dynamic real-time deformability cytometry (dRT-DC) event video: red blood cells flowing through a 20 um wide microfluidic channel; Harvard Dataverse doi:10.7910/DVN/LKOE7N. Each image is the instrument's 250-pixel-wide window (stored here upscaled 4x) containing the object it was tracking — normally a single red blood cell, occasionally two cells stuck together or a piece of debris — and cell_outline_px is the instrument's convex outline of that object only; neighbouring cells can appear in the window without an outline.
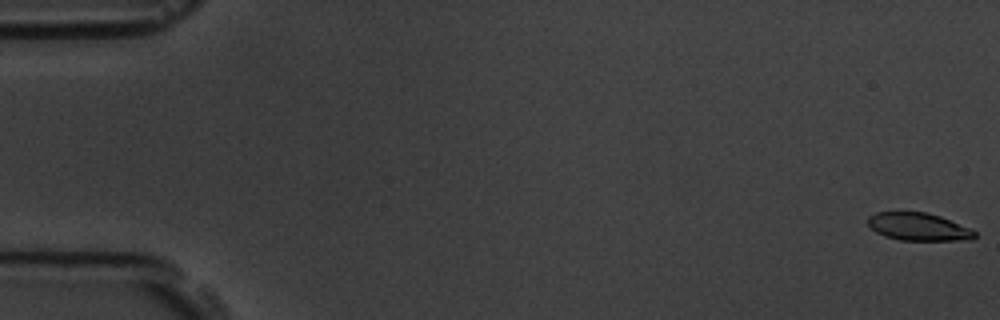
{"species": "common noctule bat (a hibernating species)", "species_latin": "Nyctalus noctula", "temperature_condition": "room temperature", "stored_images_in_passage": 57, "camera_frame_rate_fps": 3000, "um_per_image_px": 0.085, "animal": {"sex": "male", "body_mass_g": 19.5, "forearm_length_mm": 54.6}, "frame": {"image": 1, "passage_image": 1, "time_ms": 0.0, "image_size_px": [1000, 320], "cell_outline_px": [[976, 236], [972, 240], [900, 240], [884, 236], [876, 232], [868, 224], [868, 216], [876, 212], [928, 212], [940, 216], [972, 228], [976, 232]], "centroid_in_image_um": [78.1, 19.27], "position_along_channel_um": 6.9, "area_um2": 17.4}}
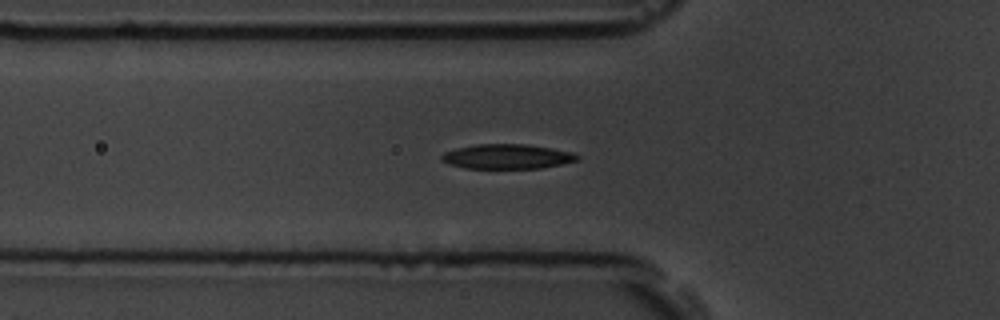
{"frame": {"image": 2, "passage_image": 20, "time_ms": 6.333, "image_size_px": [1000, 320], "cell_outline_px": [[580, 160], [540, 168], [464, 168], [448, 164], [440, 160], [440, 156], [444, 152], [456, 148], [476, 144], [528, 144], [552, 148], [572, 152], [580, 156]], "centroid_in_image_um": [43.09, 13.3], "position_along_channel_um": 82.7, "area_um2": 19.65}}
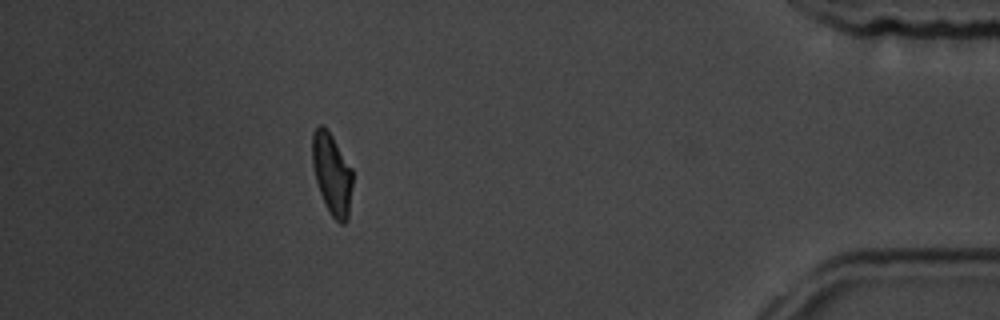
{"frame": {"image": 3, "passage_image": 51, "time_ms": 16.667, "image_size_px": [1000, 320], "cell_outline_px": [[352, 184], [348, 220], [344, 224], [340, 224], [332, 216], [324, 204], [316, 180], [312, 164], [312, 132], [320, 124], [332, 136], [352, 168]], "centroid_in_image_um": [28.21, 14.82], "position_along_channel_um": 407.0, "area_um2": 19.02}, "authors_computed_cell_mechanics": {"area_um2": 19.3052, "velocity_mm_per_s": 3.632, "shape_relaxation_time_tau1_ms": 3.0138, "shape_relaxation_time_tau2_ms": 1.6186, "deformation_change_tau1": 0.1566, "deformation_change_tau2": 0.0725}}